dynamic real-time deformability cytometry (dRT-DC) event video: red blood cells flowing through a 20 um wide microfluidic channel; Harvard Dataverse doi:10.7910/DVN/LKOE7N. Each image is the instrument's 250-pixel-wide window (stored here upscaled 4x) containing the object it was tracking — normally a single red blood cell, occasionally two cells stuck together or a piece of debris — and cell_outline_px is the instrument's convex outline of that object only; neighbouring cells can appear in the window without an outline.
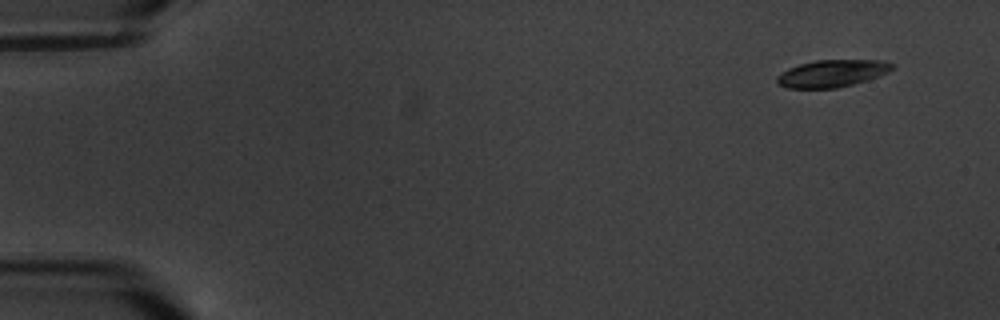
{"species": "common noctule bat (a hibernating species)", "species_latin": "Nyctalus noctula", "temperature_condition": "warm", "stored_images_in_passage": 5, "camera_frame_rate_fps": 3000, "um_per_image_px": 0.085, "animal": {"sex": "male", "body_mass_g": 20.1, "forearm_length_mm": 53.5}, "frame": {"image": 1, "passage_image": 1, "time_ms": 0.0, "image_size_px": [1000, 320], "cell_outline_px": [[896, 64], [888, 72], [868, 80], [836, 88], [788, 88], [776, 84], [776, 76], [780, 72], [788, 68], [800, 64], [816, 60], [880, 60]], "centroid_in_image_um": [70.69, 6.24], "position_along_channel_um": 14.3, "area_um2": 18.32}}